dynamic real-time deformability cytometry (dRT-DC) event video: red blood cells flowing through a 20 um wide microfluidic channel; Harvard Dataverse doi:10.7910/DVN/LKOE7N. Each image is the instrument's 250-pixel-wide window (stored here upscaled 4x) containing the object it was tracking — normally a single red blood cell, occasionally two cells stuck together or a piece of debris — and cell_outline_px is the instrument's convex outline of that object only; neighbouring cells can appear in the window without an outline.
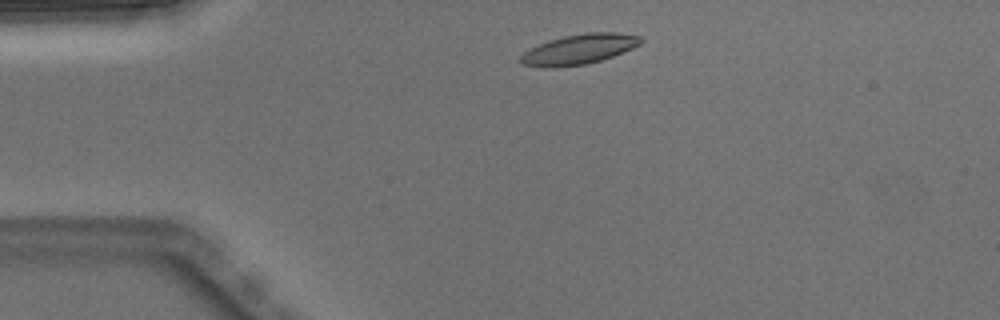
{"species": "Egyptian fruit bat (a non-hibernating species)", "species_latin": "Rousettus aegyptiacus", "temperature_condition": "warm", "stored_images_in_passage": 2, "camera_frame_rate_fps": 3000, "um_per_image_px": 0.085, "animal": {"sex": "male"}, "frame": {"image": 1, "passage_image": 1, "time_ms": 0.0, "image_size_px": [1000, 320], "cell_outline_px": [[644, 40], [640, 44], [632, 48], [612, 56], [600, 60], [584, 64], [544, 68], [524, 64], [520, 60], [520, 56], [524, 52], [548, 40], [564, 36], [588, 32], [616, 32], [640, 36]], "centroid_in_image_um": [49.24, 4.17], "position_along_channel_um": 35.8, "area_um2": 20.69}}